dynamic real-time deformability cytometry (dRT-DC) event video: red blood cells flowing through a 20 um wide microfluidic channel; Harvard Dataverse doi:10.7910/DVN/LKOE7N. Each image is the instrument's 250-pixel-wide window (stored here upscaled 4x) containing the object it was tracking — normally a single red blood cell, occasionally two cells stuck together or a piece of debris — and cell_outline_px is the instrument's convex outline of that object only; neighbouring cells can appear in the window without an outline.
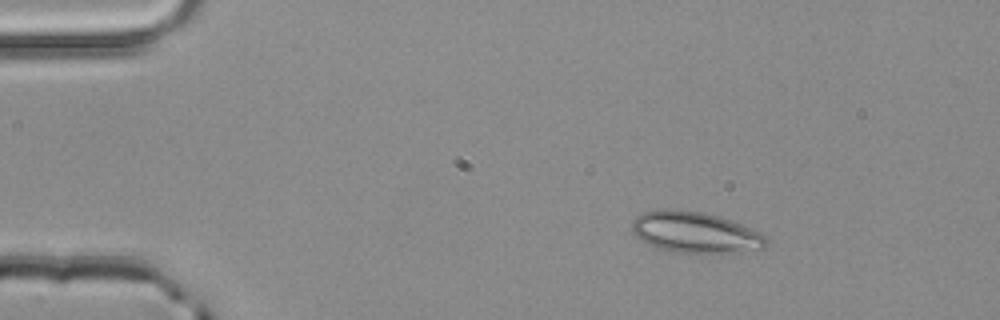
{"species": "common noctule bat (a hibernating species)", "species_latin": "Nyctalus noctula", "temperature_condition": "room temperature", "stored_images_in_passage": 2, "camera_frame_rate_fps": 3000, "um_per_image_px": 0.085, "animal": {"sex": "male", "body_mass_g": 20.4}, "frame": {"image": 1, "passage_image": 1, "time_ms": 0.0, "image_size_px": [1000, 320], "cell_outline_px": [[768, 244], [764, 248], [720, 252], [676, 252], [660, 248], [636, 236], [632, 232], [632, 220], [640, 212], [660, 208], [676, 208], [704, 212], [720, 216], [732, 220], [760, 232], [768, 240]], "centroid_in_image_um": [59.05, 19.69], "position_along_channel_um": 25.9, "area_um2": 31.96}}